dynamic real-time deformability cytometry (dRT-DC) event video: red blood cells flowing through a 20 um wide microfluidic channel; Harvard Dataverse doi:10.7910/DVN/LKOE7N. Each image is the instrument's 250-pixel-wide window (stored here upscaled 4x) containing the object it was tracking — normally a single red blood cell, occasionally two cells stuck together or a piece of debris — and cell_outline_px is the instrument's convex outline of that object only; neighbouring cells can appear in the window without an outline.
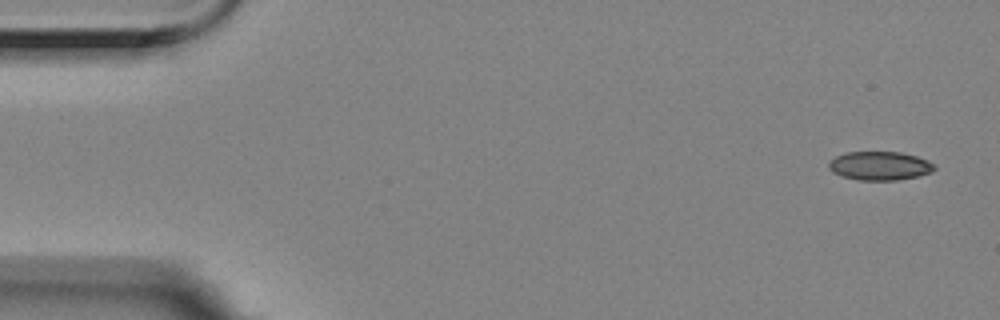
{"species": "Egyptian fruit bat (a non-hibernating species)", "species_latin": "Rousettus aegyptiacus", "temperature_condition": "room temperature", "stored_images_in_passage": 55, "camera_frame_rate_fps": 3000, "um_per_image_px": 0.085, "animal": {"sex": "female"}, "frame": {"image": 1, "passage_image": 1, "time_ms": 0.0, "image_size_px": [1000, 320], "cell_outline_px": [[936, 168], [932, 172], [900, 180], [856, 180], [840, 176], [832, 172], [828, 168], [828, 160], [844, 152], [900, 152], [916, 156], [928, 160], [936, 164]], "centroid_in_image_um": [74.75, 14.09], "position_along_channel_um": 10.2, "area_um2": 17.98}}
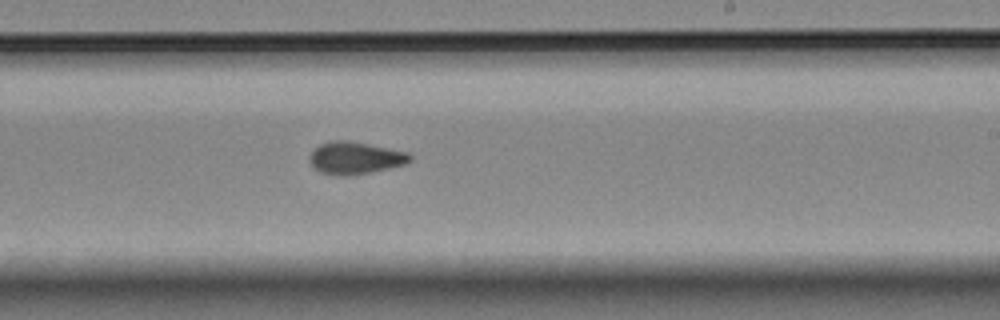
{"frame": {"image": 2, "passage_image": 32, "time_ms": 10.333, "image_size_px": [1000, 320], "cell_outline_px": [[412, 160], [408, 164], [372, 172], [352, 176], [340, 176], [320, 172], [312, 168], [308, 160], [312, 152], [320, 144], [336, 140], [340, 140], [368, 144], [408, 152], [412, 156]], "centroid_in_image_um": [30.21, 13.46], "position_along_channel_um": 258.8, "area_um2": 19.02}}
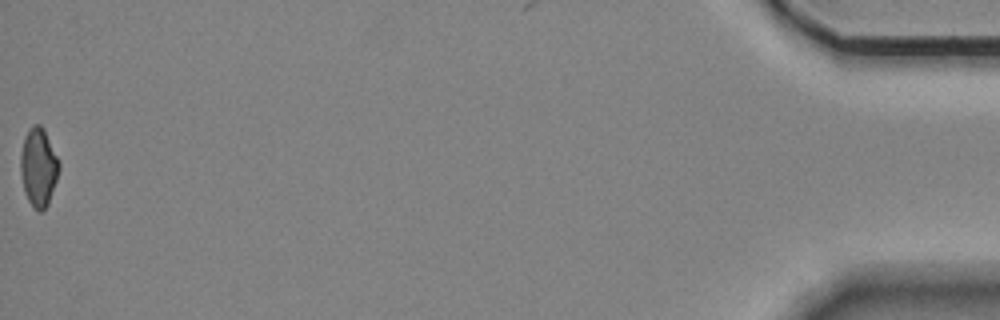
{"frame": {"image": 3, "passage_image": 55, "time_ms": 18.0, "image_size_px": [1000, 320], "cell_outline_px": [[60, 168], [48, 204], [40, 212], [28, 200], [24, 192], [20, 172], [20, 156], [24, 136], [32, 124], [40, 124], [44, 128], [60, 160]], "centroid_in_image_um": [3.28, 14.15], "position_along_channel_um": 431.9, "area_um2": 17.74}, "authors_computed_cell_mechanics": {"area_um2": 18.3226, "velocity_mm_per_s": 3.5352, "shape_relaxation_time_tau1_ms": 4.776, "shape_relaxation_time_tau2_ms": 2.2729, "deformation_change_tau1": 0.1255, "deformation_change_tau2": 0.0844}}